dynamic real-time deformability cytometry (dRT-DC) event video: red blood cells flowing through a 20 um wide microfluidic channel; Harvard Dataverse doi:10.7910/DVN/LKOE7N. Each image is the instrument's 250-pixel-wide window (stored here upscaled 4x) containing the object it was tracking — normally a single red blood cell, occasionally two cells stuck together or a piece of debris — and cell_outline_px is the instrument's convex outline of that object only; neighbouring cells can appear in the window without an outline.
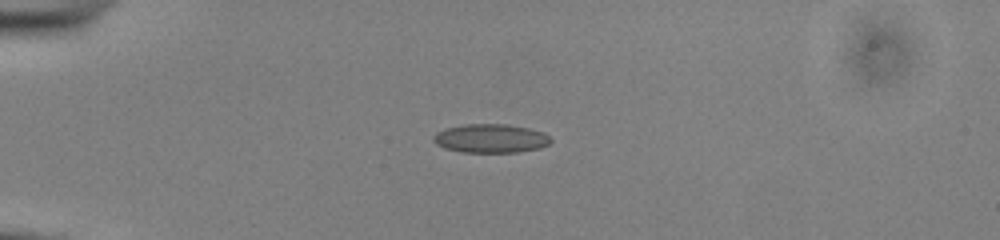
{"species": "common noctule bat (a hibernating species)", "species_latin": "Nyctalus noctula", "temperature_condition": "cold", "stored_images_in_passage": 40, "camera_frame_rate_fps": 3000, "um_per_image_px": 0.085, "animal": {"sex": "male", "body_mass_g": 13.0, "forearm_length_mm": 53.1}, "frame": {"image": 1, "passage_image": 1, "time_ms": 0.0, "image_size_px": [1000, 240], "cell_outline_px": [[552, 140], [548, 144], [540, 148], [520, 152], [464, 152], [444, 148], [436, 144], [432, 140], [432, 136], [436, 132], [444, 128], [464, 124], [504, 124], [528, 128], [544, 132]], "centroid_in_image_um": [41.68, 11.76], "position_along_channel_um": 43.3, "area_um2": 19.77}}
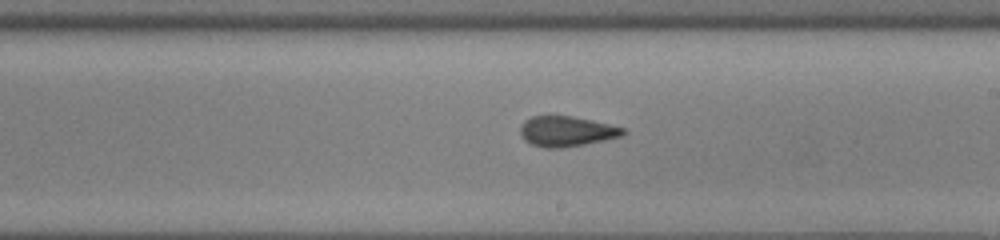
{"frame": {"image": 2, "passage_image": 19, "time_ms": 6.0, "image_size_px": [1000, 240], "cell_outline_px": [[628, 132], [624, 136], [584, 144], [560, 148], [544, 148], [532, 144], [524, 140], [520, 136], [520, 124], [524, 120], [532, 116], [572, 116], [592, 120], [624, 128]], "centroid_in_image_um": [48.14, 11.16], "position_along_channel_um": 240.9, "area_um2": 18.26}}
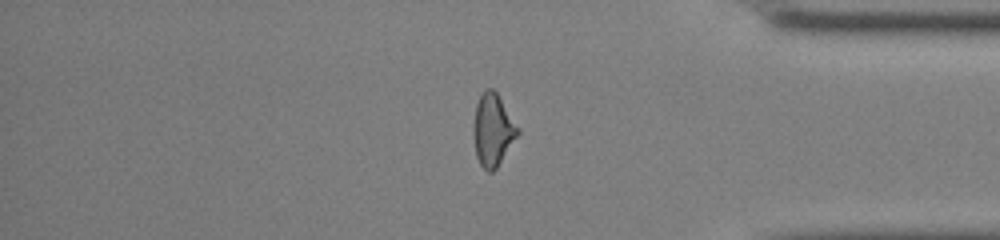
{"frame": {"image": 3, "passage_image": 32, "time_ms": 10.333, "image_size_px": [1000, 240], "cell_outline_px": [[520, 132], [496, 168], [492, 172], [488, 172], [480, 164], [476, 156], [472, 132], [472, 124], [476, 104], [484, 88], [492, 88], [496, 92], [520, 128]], "centroid_in_image_um": [41.87, 11.03], "position_along_channel_um": 393.3, "area_um2": 18.79}, "authors_computed_cell_mechanics": {"area_um2": 18.6694, "velocity_mm_per_s": 3.9032, "shape_relaxation_time_tau1_ms": null, "shape_relaxation_time_tau2_ms": 1.3973, "deformation_change_tau1": null, "deformation_change_tau2": 0.0832}}